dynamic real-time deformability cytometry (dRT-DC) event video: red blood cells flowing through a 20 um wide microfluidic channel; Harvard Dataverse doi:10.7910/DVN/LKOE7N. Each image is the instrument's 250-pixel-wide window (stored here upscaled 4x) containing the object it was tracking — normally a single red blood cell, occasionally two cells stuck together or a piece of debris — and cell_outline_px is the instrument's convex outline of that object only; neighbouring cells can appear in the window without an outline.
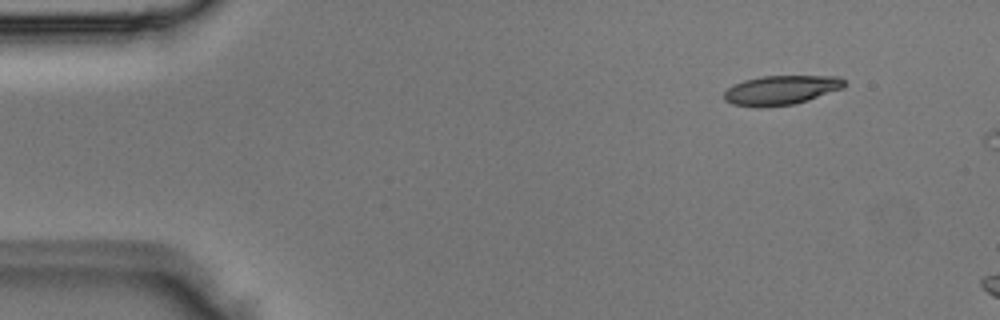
{"species": "Egyptian fruit bat (a non-hibernating species)", "species_latin": "Rousettus aegyptiacus", "temperature_condition": "room temperature", "stored_images_in_passage": 3, "camera_frame_rate_fps": 3000, "um_per_image_px": 0.085, "animal": {"sex": "male"}, "frame": {"image": 1, "passage_image": 1, "time_ms": 0.0, "image_size_px": [1000, 320], "cell_outline_px": [[844, 88], [808, 100], [792, 104], [760, 108], [756, 108], [732, 104], [724, 100], [724, 92], [732, 84], [744, 80], [764, 76], [840, 76], [844, 80]], "centroid_in_image_um": [66.36, 7.66], "position_along_channel_um": 18.6, "area_um2": 20.69}}